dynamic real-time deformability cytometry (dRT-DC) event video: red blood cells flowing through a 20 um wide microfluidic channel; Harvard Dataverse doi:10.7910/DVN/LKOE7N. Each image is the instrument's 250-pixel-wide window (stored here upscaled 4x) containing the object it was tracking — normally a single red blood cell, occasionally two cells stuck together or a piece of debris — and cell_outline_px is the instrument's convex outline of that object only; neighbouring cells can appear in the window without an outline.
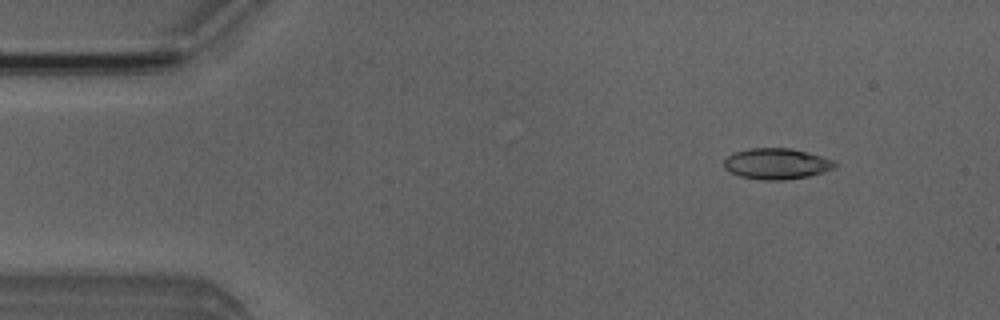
{"species": "Egyptian fruit bat (a non-hibernating species)", "species_latin": "Rousettus aegyptiacus", "temperature_condition": "room temperature", "stored_images_in_passage": 4, "camera_frame_rate_fps": 3000, "um_per_image_px": 0.085, "animal": {"sex": "male"}, "frame": {"image": 1, "passage_image": 2, "time_ms": 1.0, "image_size_px": [1000, 320], "cell_outline_px": [[836, 164], [832, 168], [808, 176], [784, 180], [760, 180], [740, 176], [724, 168], [724, 160], [728, 156], [736, 152], [752, 148], [788, 148], [820, 156], [832, 160]], "centroid_in_image_um": [65.95, 13.92], "position_along_channel_um": 19.0, "area_um2": 19.48}}